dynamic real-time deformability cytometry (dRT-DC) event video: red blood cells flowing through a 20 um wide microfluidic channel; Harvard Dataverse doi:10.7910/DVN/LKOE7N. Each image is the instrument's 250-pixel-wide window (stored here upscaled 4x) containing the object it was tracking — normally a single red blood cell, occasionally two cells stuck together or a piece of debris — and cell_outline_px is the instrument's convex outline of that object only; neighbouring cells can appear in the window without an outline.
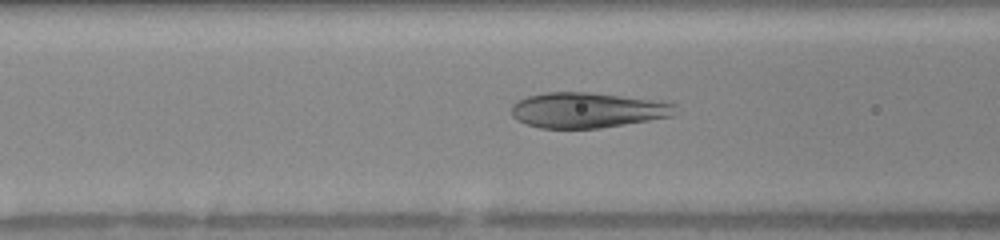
{"species": "human", "species_latin": "Homo sapiens", "temperature_condition": "warm", "stored_images_in_passage": 45, "camera_frame_rate_fps": 3000, "um_per_image_px": 0.085, "donor": {"sex": "female"}, "frame": {"image": 1, "passage_image": 18, "time_ms": 5.0, "image_size_px": [1000, 240], "cell_outline_px": [[676, 104], [672, 116], [600, 128], [540, 128], [528, 124], [512, 116], [512, 104], [516, 100], [528, 96], [544, 92], [588, 92], [648, 100]], "centroid_in_image_um": [49.84, 9.36], "position_along_channel_um": 116.8, "area_um2": 33.12}}
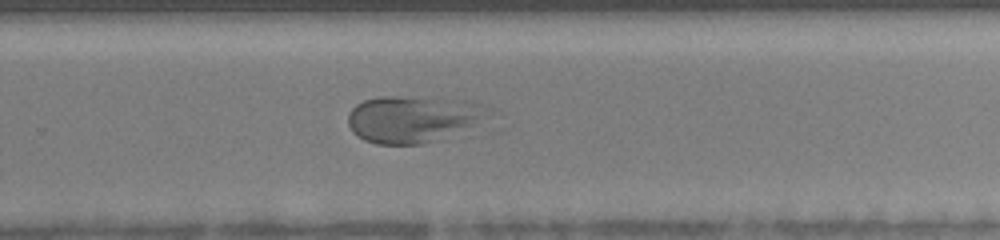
{"frame": {"image": 2, "passage_image": 32, "time_ms": 9.333, "image_size_px": [1000, 240], "cell_outline_px": [[504, 112], [436, 140], [420, 144], [376, 144], [364, 140], [352, 132], [348, 124], [348, 112], [356, 104], [364, 100], [380, 96], [396, 96], [464, 100], [484, 104], [496, 108]], "centroid_in_image_um": [35.2, 10.09], "position_along_channel_um": 294.6, "area_um2": 38.9}}
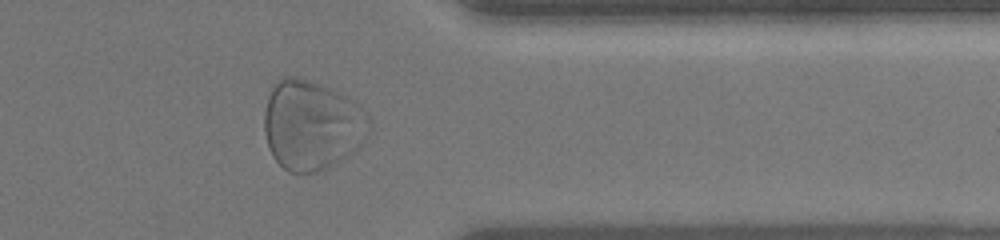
{"frame": {"image": 3, "passage_image": 38, "time_ms": 11.667, "image_size_px": [1000, 240], "cell_outline_px": [[372, 128], [368, 136], [352, 152], [328, 168], [316, 172], [288, 172], [272, 156], [268, 148], [264, 132], [264, 112], [268, 96], [272, 84], [284, 76], [292, 76], [308, 80], [320, 84], [340, 92], [356, 100], [368, 112]], "centroid_in_image_um": [26.52, 10.61], "position_along_channel_um": 384.9, "area_um2": 55.6}}